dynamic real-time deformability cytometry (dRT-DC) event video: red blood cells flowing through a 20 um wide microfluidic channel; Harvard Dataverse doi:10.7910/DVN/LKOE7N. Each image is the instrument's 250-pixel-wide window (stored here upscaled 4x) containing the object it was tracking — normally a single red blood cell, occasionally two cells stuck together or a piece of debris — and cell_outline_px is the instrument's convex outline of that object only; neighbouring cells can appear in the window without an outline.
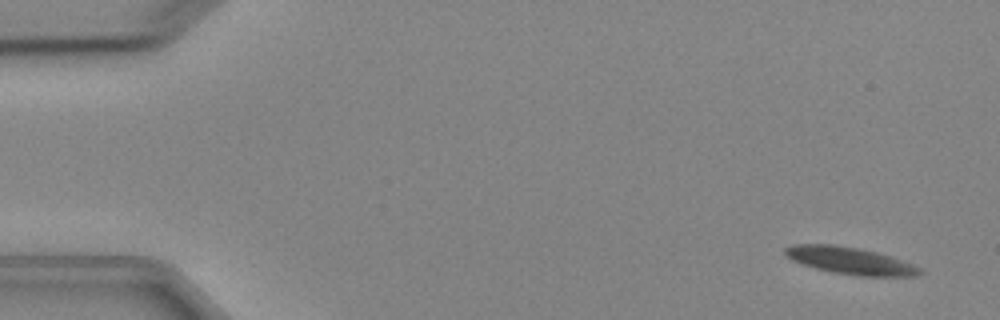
{"species": "Egyptian fruit bat (a non-hibernating species)", "species_latin": "Rousettus aegyptiacus", "temperature_condition": "cold", "stored_images_in_passage": 5, "camera_frame_rate_fps": 3000, "um_per_image_px": 0.085, "animal": {"sex": "female"}, "frame": {"image": 1, "passage_image": 1, "time_ms": 0.0, "image_size_px": [1000, 320], "cell_outline_px": [[924, 272], [920, 276], [860, 276], [832, 272], [816, 268], [792, 260], [784, 256], [784, 248], [792, 244], [836, 244], [860, 248], [892, 256], [924, 268]], "centroid_in_image_um": [72.31, 22.15], "position_along_channel_um": 12.7, "area_um2": 21.62}}